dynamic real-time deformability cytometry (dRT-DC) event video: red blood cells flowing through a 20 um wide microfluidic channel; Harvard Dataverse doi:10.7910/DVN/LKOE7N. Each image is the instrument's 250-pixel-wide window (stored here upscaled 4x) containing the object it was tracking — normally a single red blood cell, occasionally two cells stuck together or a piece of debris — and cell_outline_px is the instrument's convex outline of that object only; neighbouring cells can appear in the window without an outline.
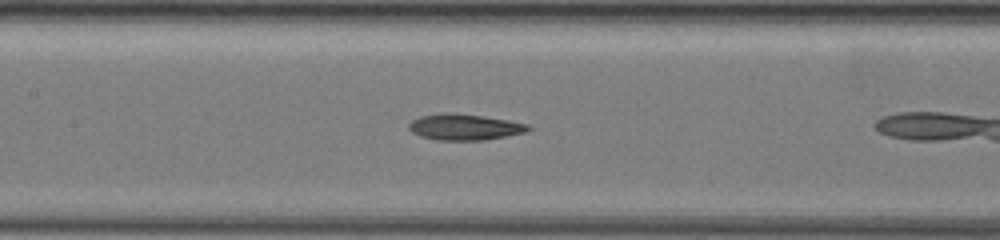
{"species": "common noctule bat (a hibernating species)", "species_latin": "Nyctalus noctula", "temperature_condition": "warm", "stored_images_in_passage": 10, "camera_frame_rate_fps": 3000, "um_per_image_px": 0.085, "animal": {"sex": "female", "body_mass_g": 19.5, "forearm_length_mm": 54.1}, "frame": {"image": 1, "passage_image": 9, "time_ms": 2.667, "image_size_px": [1000, 240], "cell_outline_px": [[532, 128], [524, 132], [484, 140], [436, 140], [420, 136], [412, 132], [408, 128], [408, 124], [412, 120], [420, 116], [480, 116], [508, 120], [528, 124]], "centroid_in_image_um": [39.51, 10.85], "position_along_channel_um": 167.9, "area_um2": 17.05}}